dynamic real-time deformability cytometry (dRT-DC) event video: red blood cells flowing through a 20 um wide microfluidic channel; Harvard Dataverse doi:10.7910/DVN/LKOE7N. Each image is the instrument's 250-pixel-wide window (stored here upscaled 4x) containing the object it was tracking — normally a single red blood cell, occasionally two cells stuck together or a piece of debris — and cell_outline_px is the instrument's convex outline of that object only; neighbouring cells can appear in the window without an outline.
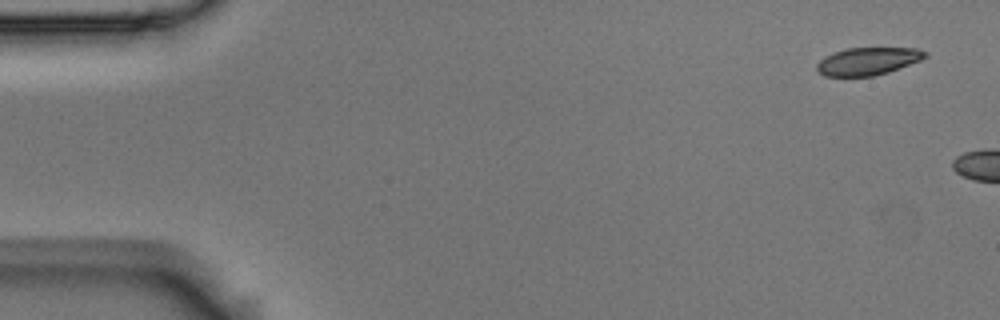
{"species": "Egyptian fruit bat (a non-hibernating species)", "species_latin": "Rousettus aegyptiacus", "temperature_condition": "room temperature", "stored_images_in_passage": 5, "camera_frame_rate_fps": 3000, "um_per_image_px": 0.085, "animal": {"sex": "male"}, "frame": {"image": 1, "passage_image": 1, "time_ms": 0.0, "image_size_px": [1000, 320], "cell_outline_px": [[928, 56], [920, 60], [888, 72], [872, 76], [824, 76], [816, 68], [816, 64], [824, 56], [848, 48], [916, 48], [928, 52]], "centroid_in_image_um": [73.77, 5.2], "position_along_channel_um": 11.2, "area_um2": 17.28}}